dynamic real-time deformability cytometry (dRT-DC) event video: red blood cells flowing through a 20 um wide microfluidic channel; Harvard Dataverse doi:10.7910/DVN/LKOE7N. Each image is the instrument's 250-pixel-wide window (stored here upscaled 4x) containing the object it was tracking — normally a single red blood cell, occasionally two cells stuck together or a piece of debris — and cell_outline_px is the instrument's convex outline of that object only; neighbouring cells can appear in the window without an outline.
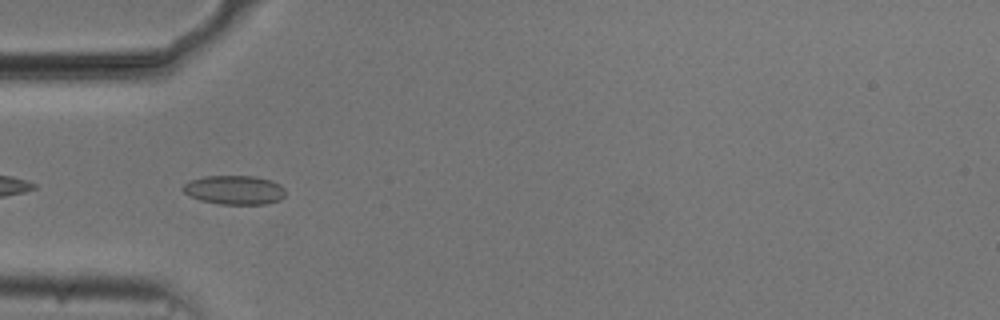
{"species": "common noctule bat (a hibernating species)", "species_latin": "Nyctalus noctula", "temperature_condition": "cold", "stored_images_in_passage": 16, "camera_frame_rate_fps": 3000, "um_per_image_px": 0.085, "animal": {"sex": "male", "body_mass_g": 20.5, "forearm_length_mm": 52.5}, "frame": {"image": 1, "passage_image": 2, "time_ms": 0.333, "image_size_px": [1000, 320], "cell_outline_px": [[284, 196], [280, 200], [268, 204], [220, 204], [200, 200], [184, 192], [180, 188], [188, 180], [204, 176], [256, 176], [272, 180], [280, 184], [284, 188]], "centroid_in_image_um": [19.93, 16.14], "position_along_channel_um": 65.1, "area_um2": 17.51}}
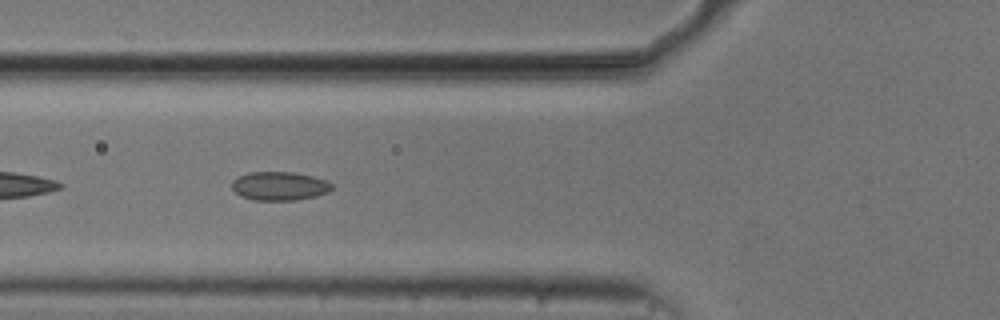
{"frame": {"image": 2, "passage_image": 5, "time_ms": 1.333, "image_size_px": [1000, 320], "cell_outline_px": [[332, 188], [328, 192], [316, 196], [296, 200], [252, 200], [240, 196], [232, 188], [232, 180], [248, 172], [292, 172], [312, 176], [328, 180], [332, 184]], "centroid_in_image_um": [23.76, 15.81], "position_along_channel_um": 102.0, "area_um2": 16.76}}
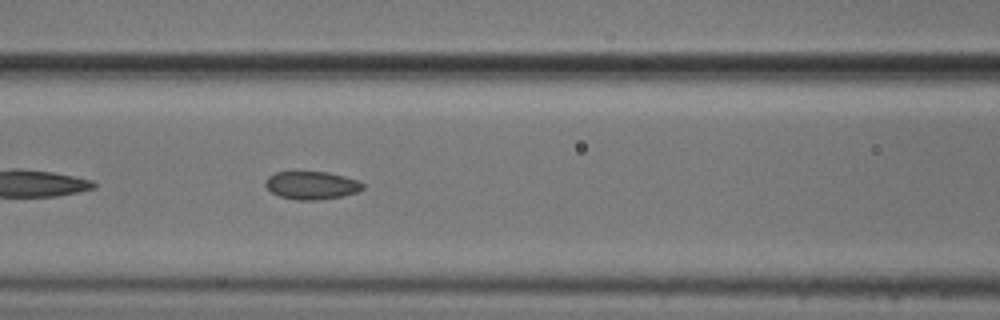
{"frame": {"image": 3, "passage_image": 8, "time_ms": 2.333, "image_size_px": [1000, 320], "cell_outline_px": [[364, 188], [356, 192], [340, 196], [316, 200], [296, 200], [280, 196], [272, 192], [264, 184], [264, 180], [268, 176], [276, 172], [328, 172], [360, 180], [364, 184]], "centroid_in_image_um": [26.48, 15.74], "position_along_channel_um": 140.1, "area_um2": 15.84}}